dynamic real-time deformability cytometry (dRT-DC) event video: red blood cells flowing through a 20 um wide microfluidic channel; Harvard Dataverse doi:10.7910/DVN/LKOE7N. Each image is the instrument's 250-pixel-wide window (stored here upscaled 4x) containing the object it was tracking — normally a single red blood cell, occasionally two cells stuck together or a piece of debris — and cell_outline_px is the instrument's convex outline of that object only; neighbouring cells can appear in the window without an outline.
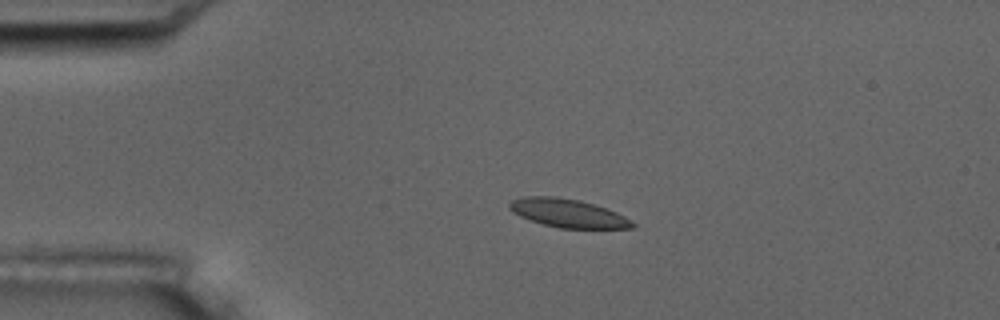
{"species": "common noctule bat (a hibernating species)", "species_latin": "Nyctalus noctula", "temperature_condition": "room temperature", "stored_images_in_passage": 5, "camera_frame_rate_fps": 3000, "um_per_image_px": 0.085, "animal": {"sex": "male", "body_mass_g": 17.5, "forearm_length_mm": 52.3}, "frame": {"image": 1, "passage_image": 3, "time_ms": 3.333, "image_size_px": [1000, 320], "cell_outline_px": [[636, 228], [560, 228], [544, 224], [520, 216], [512, 212], [508, 208], [508, 204], [512, 200], [524, 196], [556, 196], [580, 200], [616, 212], [624, 216], [636, 224]], "centroid_in_image_um": [48.26, 18.11], "position_along_channel_um": 36.7, "area_um2": 20.23}}
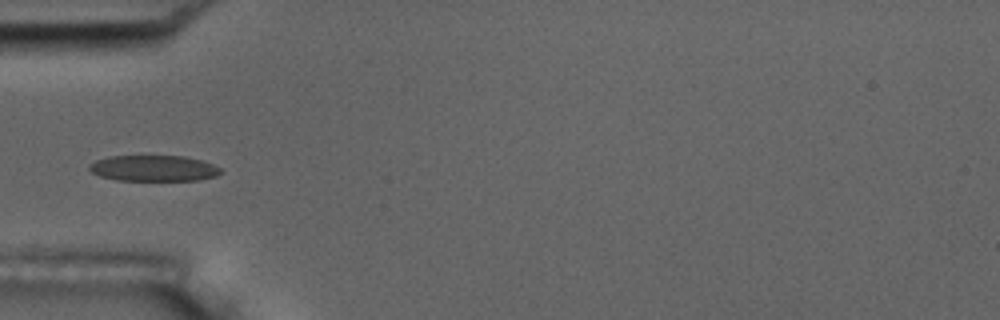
{"frame": {"image": 2, "passage_image": 5, "time_ms": 5.333, "image_size_px": [1000, 320], "cell_outline_px": [[224, 172], [216, 176], [200, 180], [116, 180], [100, 176], [92, 172], [88, 168], [88, 164], [96, 160], [108, 156], [184, 156], [200, 160], [212, 164], [220, 168]], "centroid_in_image_um": [13.05, 14.3], "position_along_channel_um": 71.9, "area_um2": 19.88}}